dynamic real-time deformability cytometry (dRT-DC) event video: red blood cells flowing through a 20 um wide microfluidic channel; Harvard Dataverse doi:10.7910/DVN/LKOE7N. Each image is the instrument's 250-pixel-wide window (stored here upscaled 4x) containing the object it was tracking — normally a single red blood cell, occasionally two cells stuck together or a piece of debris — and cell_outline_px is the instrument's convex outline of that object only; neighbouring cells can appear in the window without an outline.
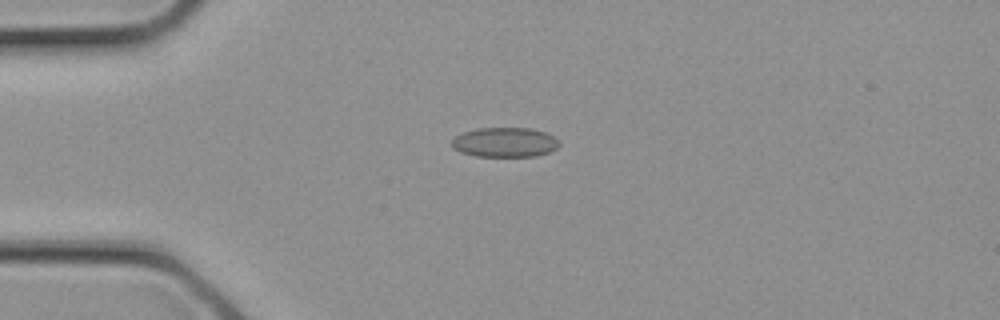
{"species": "common noctule bat (a hibernating species)", "species_latin": "Nyctalus noctula", "temperature_condition": "cold", "stored_images_in_passage": 6, "camera_frame_rate_fps": 3000, "um_per_image_px": 0.085, "animal": {"sex": "female", "body_mass_g": 21.9}, "frame": {"image": 1, "passage_image": 1, "time_ms": 0.0, "image_size_px": [1000, 320], "cell_outline_px": [[560, 144], [556, 148], [548, 152], [536, 156], [476, 156], [460, 152], [452, 148], [452, 140], [456, 136], [464, 132], [476, 128], [532, 128], [544, 132], [560, 140]], "centroid_in_image_um": [42.91, 12.09], "position_along_channel_um": 42.1, "area_um2": 18.55}}
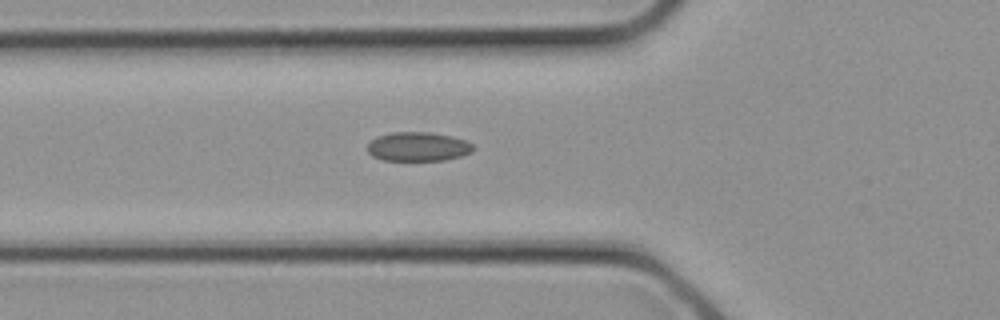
{"frame": {"image": 2, "passage_image": 4, "time_ms": 1.0, "image_size_px": [1000, 320], "cell_outline_px": [[476, 148], [472, 152], [460, 156], [444, 160], [380, 160], [372, 156], [368, 152], [368, 144], [376, 136], [392, 132], [428, 132], [452, 136], [464, 140], [472, 144]], "centroid_in_image_um": [35.52, 12.46], "position_along_channel_um": 90.3, "area_um2": 17.98}}
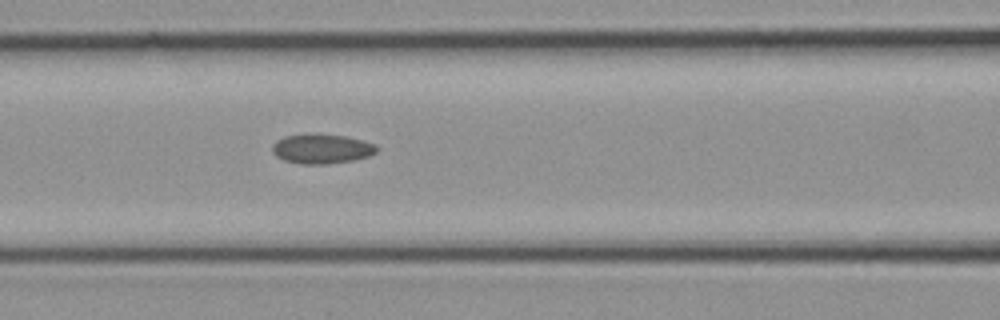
{"frame": {"image": 3, "passage_image": 6, "time_ms": 1.667, "image_size_px": [1000, 320], "cell_outline_px": [[380, 148], [376, 152], [368, 156], [356, 160], [328, 164], [300, 164], [284, 160], [276, 156], [272, 152], [272, 144], [276, 140], [284, 136], [344, 136], [376, 144]], "centroid_in_image_um": [27.36, 12.69], "position_along_channel_um": 139.2, "area_um2": 17.57}}